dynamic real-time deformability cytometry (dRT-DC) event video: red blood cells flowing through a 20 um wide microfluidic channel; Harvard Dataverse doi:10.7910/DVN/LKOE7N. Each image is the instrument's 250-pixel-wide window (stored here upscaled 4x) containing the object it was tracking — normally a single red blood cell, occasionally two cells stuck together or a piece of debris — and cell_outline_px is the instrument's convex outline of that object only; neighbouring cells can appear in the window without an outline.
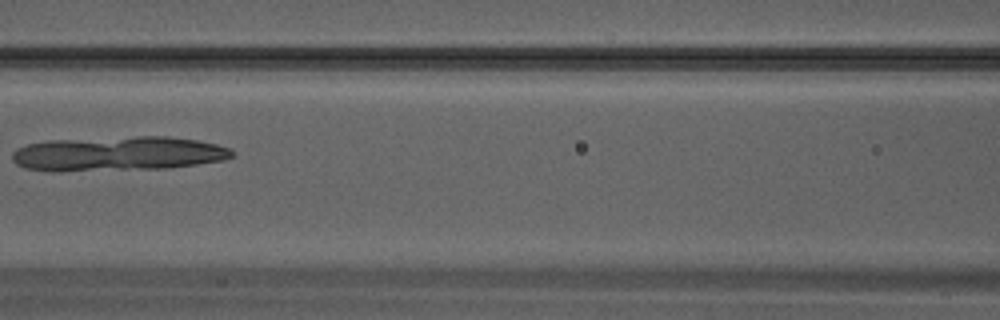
{"species": "Egyptian fruit bat (a non-hibernating species)", "species_latin": "Rousettus aegyptiacus", "temperature_condition": "warm", "stored_images_in_passage": 9, "camera_frame_rate_fps": 3000, "um_per_image_px": 0.085, "animal": {"sex": "male"}, "frame": {"image": 1, "passage_image": 8, "time_ms": 2.333, "image_size_px": [1000, 320], "cell_outline_px": [[232, 156], [224, 160], [196, 164], [164, 168], [60, 172], [52, 172], [24, 168], [16, 164], [12, 160], [12, 152], [16, 148], [28, 144], [48, 140], [136, 136], [168, 136], [196, 140], [216, 144], [228, 148], [232, 152]], "centroid_in_image_um": [9.94, 13.07], "position_along_channel_um": 156.7, "area_um2": 44.51}}